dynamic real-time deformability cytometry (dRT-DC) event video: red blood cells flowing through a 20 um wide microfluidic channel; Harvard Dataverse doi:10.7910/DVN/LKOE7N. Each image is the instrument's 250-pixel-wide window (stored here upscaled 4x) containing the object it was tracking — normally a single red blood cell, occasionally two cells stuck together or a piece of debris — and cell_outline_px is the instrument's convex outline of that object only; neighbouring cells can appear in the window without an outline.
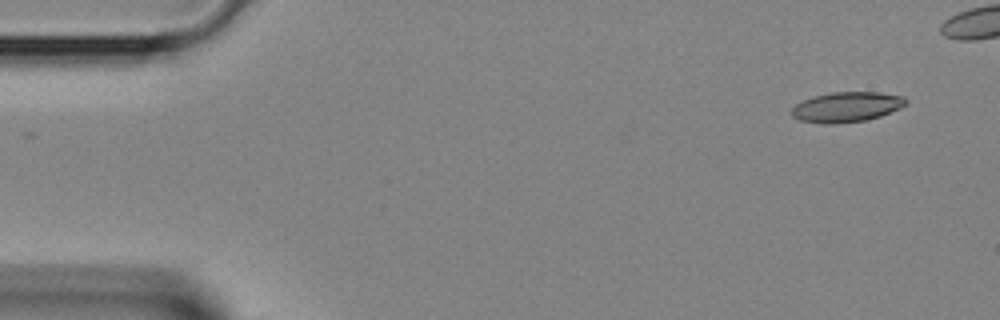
{"species": "Egyptian fruit bat (a non-hibernating species)", "species_latin": "Rousettus aegyptiacus", "temperature_condition": "room temperature", "stored_images_in_passage": 2, "camera_frame_rate_fps": 3000, "um_per_image_px": 0.085, "animal": {"sex": "female"}, "frame": {"image": 1, "passage_image": 2, "time_ms": 0.333, "image_size_px": [1000, 320], "cell_outline_px": [[908, 100], [900, 108], [880, 116], [868, 120], [836, 124], [824, 124], [800, 120], [792, 116], [792, 108], [796, 104], [812, 96], [828, 92], [880, 92], [904, 96]], "centroid_in_image_um": [71.96, 9.09], "position_along_channel_um": 13.0, "area_um2": 20.17}}